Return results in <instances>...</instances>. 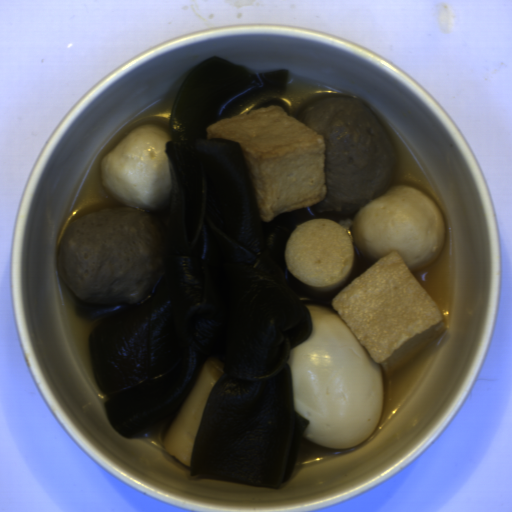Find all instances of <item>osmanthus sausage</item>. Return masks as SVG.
Here are the masks:
<instances>
[{
  "label": "osmanthus sausage",
  "instance_id": "osmanthus-sausage-1",
  "mask_svg": "<svg viewBox=\"0 0 512 512\" xmlns=\"http://www.w3.org/2000/svg\"><path fill=\"white\" fill-rule=\"evenodd\" d=\"M354 255V237L330 218L300 223L285 242L286 266L304 293L327 294L343 285Z\"/></svg>",
  "mask_w": 512,
  "mask_h": 512
},
{
  "label": "osmanthus sausage",
  "instance_id": "osmanthus-sausage-2",
  "mask_svg": "<svg viewBox=\"0 0 512 512\" xmlns=\"http://www.w3.org/2000/svg\"><path fill=\"white\" fill-rule=\"evenodd\" d=\"M223 371L224 364L214 359L203 365L163 436L166 452L186 467L190 468L202 415Z\"/></svg>",
  "mask_w": 512,
  "mask_h": 512
}]
</instances>
